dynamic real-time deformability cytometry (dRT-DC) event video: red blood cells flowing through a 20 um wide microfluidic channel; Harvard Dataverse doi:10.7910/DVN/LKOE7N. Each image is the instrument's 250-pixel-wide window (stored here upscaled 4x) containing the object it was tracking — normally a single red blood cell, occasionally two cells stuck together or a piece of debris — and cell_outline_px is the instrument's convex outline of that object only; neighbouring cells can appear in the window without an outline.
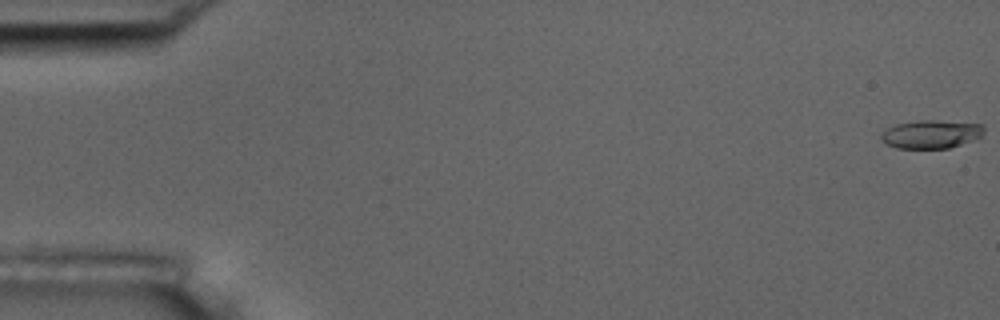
{"species": "common noctule bat (a hibernating species)", "species_latin": "Nyctalus noctula", "temperature_condition": "room temperature", "stored_images_in_passage": 52, "camera_frame_rate_fps": 3000, "um_per_image_px": 0.085, "animal": {"sex": "male", "body_mass_g": 17.5, "forearm_length_mm": 52.3}, "frame": {"image": 1, "passage_image": 1, "time_ms": 0.0, "image_size_px": [1000, 320], "cell_outline_px": [[984, 132], [980, 136], [972, 140], [948, 148], [896, 148], [884, 144], [880, 140], [880, 136], [888, 128], [896, 124], [916, 120], [936, 120], [984, 124]], "centroid_in_image_um": [79.12, 11.4], "position_along_channel_um": 5.9, "area_um2": 16.99}}
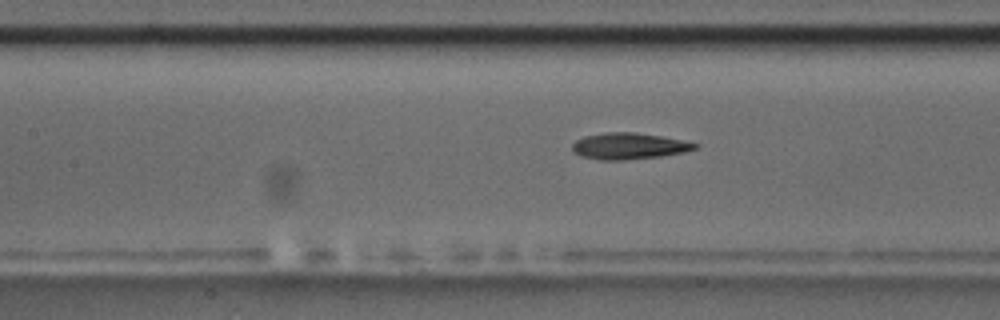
{"frame": {"image": 2, "passage_image": 26, "time_ms": 8.333, "image_size_px": [1000, 320], "cell_outline_px": [[700, 144], [696, 148], [684, 152], [660, 156], [624, 160], [600, 160], [584, 156], [572, 152], [572, 144], [576, 140], [584, 136], [604, 132], [636, 132], [660, 136]], "centroid_in_image_um": [53.42, 12.41], "position_along_channel_um": 154.0, "area_um2": 18.73}}
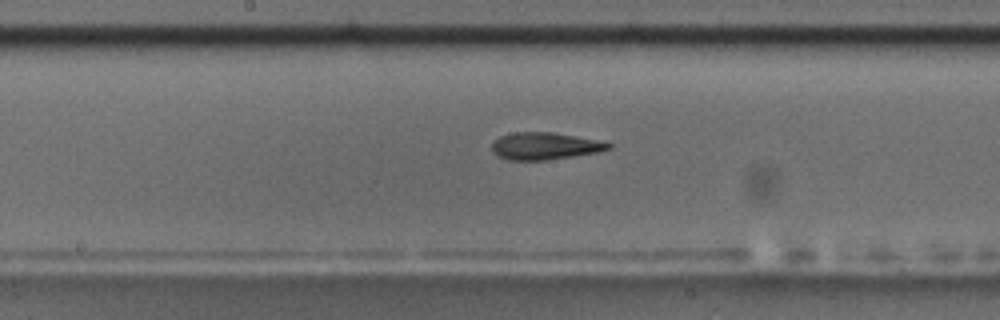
{"frame": {"image": 3, "passage_image": 30, "time_ms": 9.667, "image_size_px": [1000, 320], "cell_outline_px": [[612, 148], [600, 152], [544, 160], [508, 160], [496, 156], [492, 152], [492, 144], [500, 136], [516, 132], [552, 132], [596, 140], [612, 144]], "centroid_in_image_um": [46.29, 12.42], "position_along_channel_um": 201.9, "area_um2": 18.32}}